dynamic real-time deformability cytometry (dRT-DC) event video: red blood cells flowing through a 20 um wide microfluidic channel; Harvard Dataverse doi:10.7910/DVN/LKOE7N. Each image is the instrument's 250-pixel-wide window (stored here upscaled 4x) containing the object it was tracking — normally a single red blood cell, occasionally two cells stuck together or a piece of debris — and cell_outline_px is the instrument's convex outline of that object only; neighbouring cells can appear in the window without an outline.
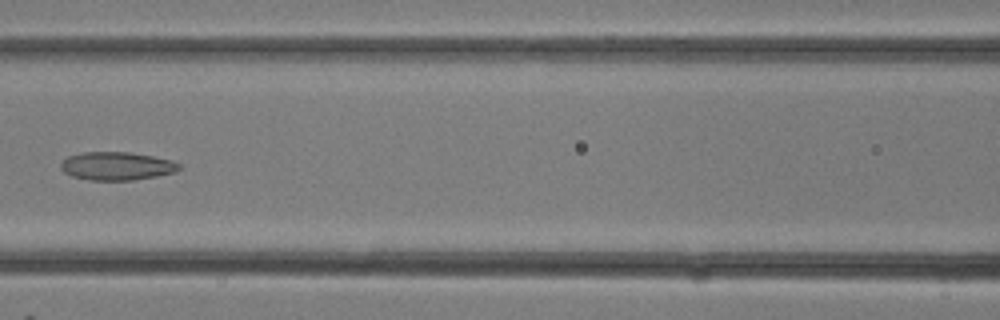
{"species": "common noctule bat (a hibernating species)", "species_latin": "Nyctalus noctula", "temperature_condition": "room temperature", "stored_images_in_passage": 26, "camera_frame_rate_fps": 3000, "um_per_image_px": 0.085, "animal": {"sex": "female"}, "frame": {"image": 1, "passage_image": 10, "time_ms": 3.0, "image_size_px": [1000, 320], "cell_outline_px": [[180, 168], [176, 172], [156, 176], [132, 180], [88, 180], [72, 176], [64, 172], [60, 168], [60, 164], [68, 156], [84, 152], [128, 152], [152, 156], [172, 160], [180, 164]], "centroid_in_image_um": [9.92, 14.11], "position_along_channel_um": 156.7, "area_um2": 19.42}}
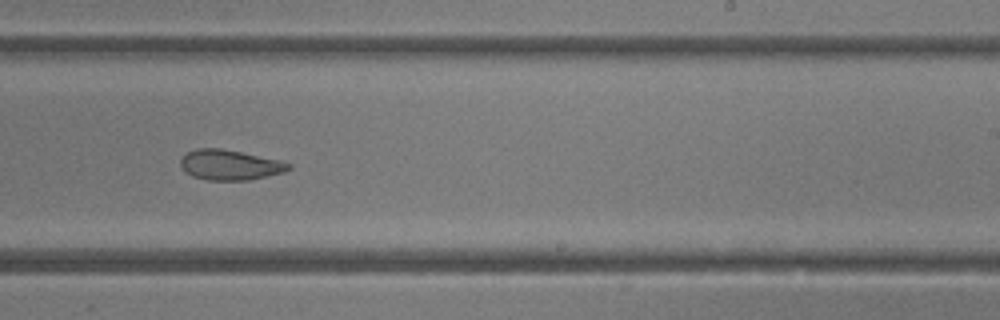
{"frame": {"image": 2, "passage_image": 15, "time_ms": 4.667, "image_size_px": [1000, 320], "cell_outline_px": [[292, 168], [284, 172], [248, 180], [208, 180], [192, 176], [184, 172], [180, 168], [180, 160], [184, 152], [196, 148], [220, 148], [280, 160], [292, 164]], "centroid_in_image_um": [19.49, 14.01], "position_along_channel_um": 269.5, "area_um2": 19.19}}
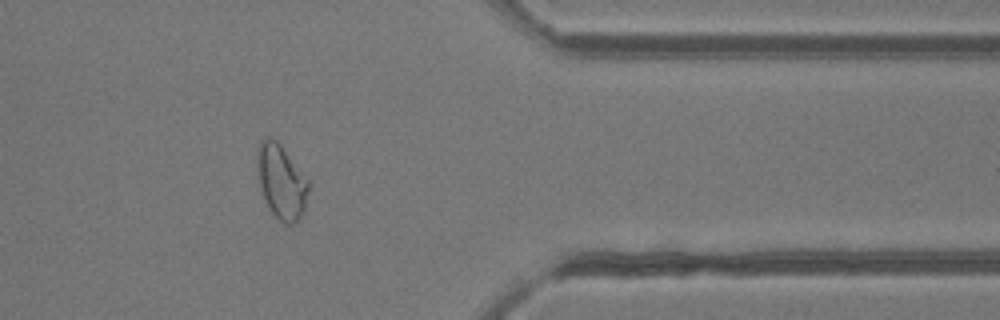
{"frame": {"image": 3, "passage_image": 21, "time_ms": 6.667, "image_size_px": [1000, 320], "cell_outline_px": [[308, 192], [304, 212], [300, 220], [292, 224], [288, 224], [280, 220], [268, 208], [264, 200], [256, 176], [256, 156], [260, 140], [268, 136], [276, 140], [280, 144], [308, 180]], "centroid_in_image_um": [23.87, 15.44], "position_along_channel_um": 387.5, "area_um2": 22.43}}